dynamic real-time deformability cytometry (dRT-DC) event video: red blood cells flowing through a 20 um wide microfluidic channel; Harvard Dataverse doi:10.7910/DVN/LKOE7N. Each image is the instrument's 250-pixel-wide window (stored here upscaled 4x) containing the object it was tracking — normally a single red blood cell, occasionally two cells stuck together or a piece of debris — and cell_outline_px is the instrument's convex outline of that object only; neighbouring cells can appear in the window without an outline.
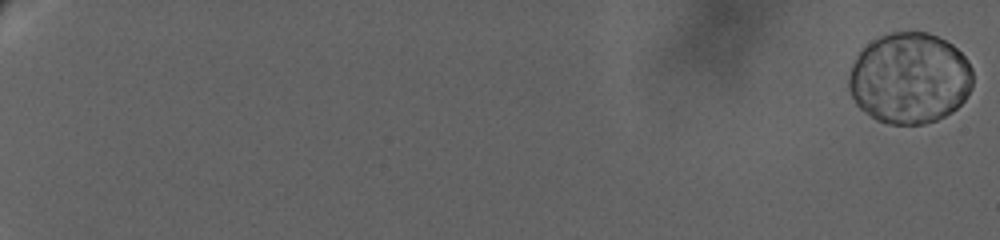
{"species": "human", "species_latin": "Homo sapiens", "temperature_condition": "warm", "stored_images_in_passage": 37, "camera_frame_rate_fps": 3000, "um_per_image_px": 0.085, "donor": {"sex": "female"}, "frame": {"image": 1, "passage_image": 1, "time_ms": 0.0, "image_size_px": [1000, 240], "cell_outline_px": [[972, 88], [964, 100], [952, 112], [936, 120], [924, 124], [892, 124], [876, 120], [860, 108], [856, 104], [848, 88], [848, 76], [852, 64], [856, 56], [868, 44], [880, 36], [892, 32], [928, 32], [952, 44], [968, 60], [972, 68]], "centroid_in_image_um": [77.32, 6.65], "position_along_channel_um": 7.7, "area_um2": 65.89}}
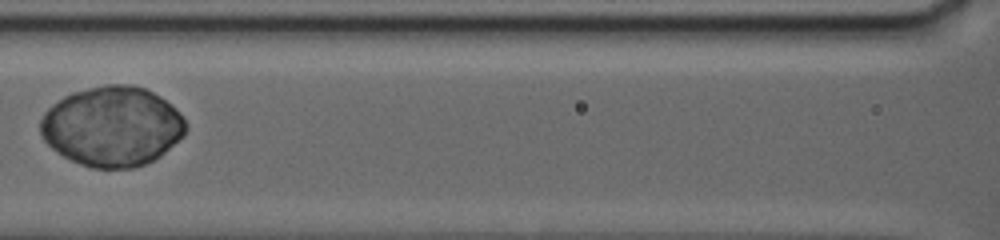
{"frame": {"image": 2, "passage_image": 17, "time_ms": 14.667, "image_size_px": [1000, 240], "cell_outline_px": [[188, 128], [184, 136], [160, 156], [144, 164], [132, 168], [92, 168], [80, 164], [64, 156], [52, 148], [44, 140], [40, 132], [40, 120], [44, 112], [52, 104], [64, 96], [72, 92], [88, 88], [108, 84], [128, 84], [144, 88], [160, 96], [184, 120]], "centroid_in_image_um": [9.51, 10.74], "position_along_channel_um": 157.1, "area_um2": 67.34}}
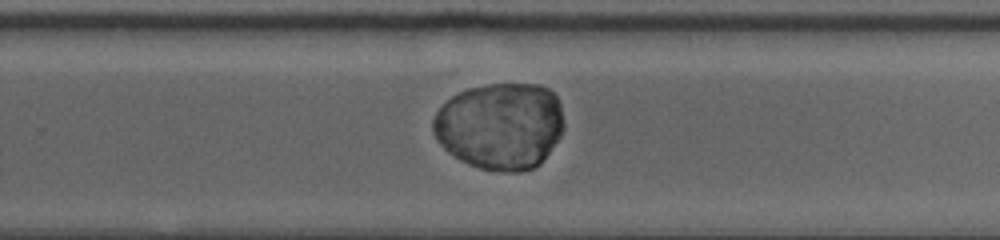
{"frame": {"image": 3, "passage_image": 26, "time_ms": 19.333, "image_size_px": [1000, 240], "cell_outline_px": [[564, 128], [560, 136], [540, 164], [532, 168], [520, 172], [508, 172], [480, 168], [468, 164], [460, 160], [448, 152], [436, 140], [432, 128], [432, 120], [436, 112], [452, 96], [468, 88], [488, 84], [540, 84], [548, 88], [556, 96], [560, 104], [564, 124]], "centroid_in_image_um": [42.52, 10.7], "position_along_channel_um": 287.3, "area_um2": 66.47}}